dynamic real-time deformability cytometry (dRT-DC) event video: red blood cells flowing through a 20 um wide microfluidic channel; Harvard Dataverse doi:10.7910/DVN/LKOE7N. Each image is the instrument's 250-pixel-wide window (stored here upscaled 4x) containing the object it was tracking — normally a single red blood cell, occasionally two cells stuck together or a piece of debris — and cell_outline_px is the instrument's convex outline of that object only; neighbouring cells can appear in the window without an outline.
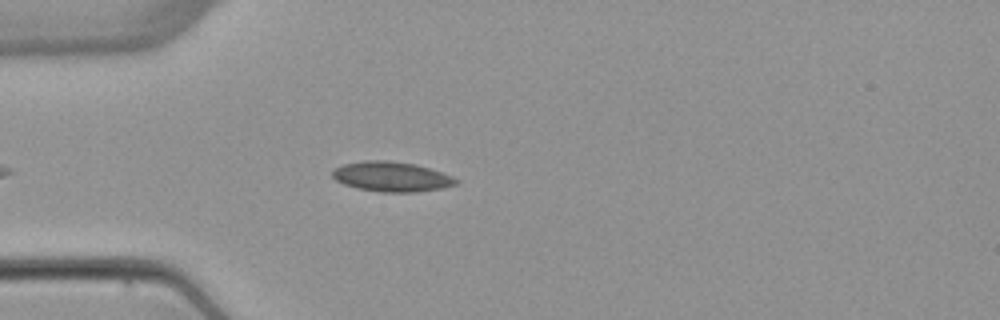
{"species": "common noctule bat (a hibernating species)", "species_latin": "Nyctalus noctula", "temperature_condition": "warm", "stored_images_in_passage": 1, "camera_frame_rate_fps": 3000, "um_per_image_px": 0.085, "animal": {"sex": "female", "body_mass_g": 22.7, "forearm_length_mm": 54.2}, "frame": {"image": 1, "passage_image": 1, "time_ms": 0.0, "image_size_px": [1000, 320], "cell_outline_px": [[460, 180], [456, 184], [440, 188], [416, 192], [380, 192], [360, 188], [344, 184], [336, 180], [332, 176], [332, 172], [336, 168], [344, 164], [364, 160], [388, 160], [416, 164], [452, 176]], "centroid_in_image_um": [33.28, 15.01], "position_along_channel_um": 51.7, "area_um2": 21.33}}